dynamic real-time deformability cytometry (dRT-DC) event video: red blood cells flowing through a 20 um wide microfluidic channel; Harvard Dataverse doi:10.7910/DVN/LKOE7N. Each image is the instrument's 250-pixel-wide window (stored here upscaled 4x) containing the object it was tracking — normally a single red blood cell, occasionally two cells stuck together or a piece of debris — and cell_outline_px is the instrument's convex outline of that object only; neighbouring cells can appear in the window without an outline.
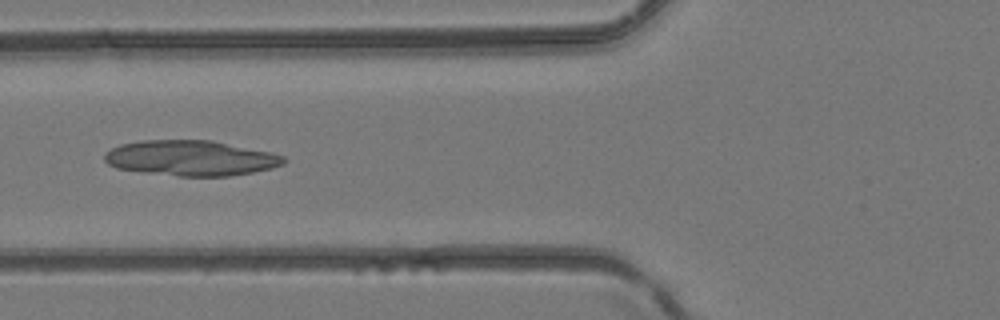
{"species": "common noctule bat (a hibernating species)", "species_latin": "Nyctalus noctula", "temperature_condition": "room temperature", "stored_images_in_passage": 6, "camera_frame_rate_fps": 3000, "um_per_image_px": 0.085, "animal": {"sex": "female", "body_mass_g": 24.6, "forearm_length_mm": 56.2}, "frame": {"image": 1, "passage_image": 6, "time_ms": 1.667, "image_size_px": [1000, 320], "cell_outline_px": [[288, 160], [284, 164], [272, 168], [252, 172], [228, 176], [180, 176], [116, 168], [108, 164], [104, 160], [104, 156], [112, 148], [120, 144], [140, 140], [212, 140], [268, 152], [284, 156]], "centroid_in_image_um": [16.23, 13.43], "position_along_channel_um": 109.6, "area_um2": 36.65}}